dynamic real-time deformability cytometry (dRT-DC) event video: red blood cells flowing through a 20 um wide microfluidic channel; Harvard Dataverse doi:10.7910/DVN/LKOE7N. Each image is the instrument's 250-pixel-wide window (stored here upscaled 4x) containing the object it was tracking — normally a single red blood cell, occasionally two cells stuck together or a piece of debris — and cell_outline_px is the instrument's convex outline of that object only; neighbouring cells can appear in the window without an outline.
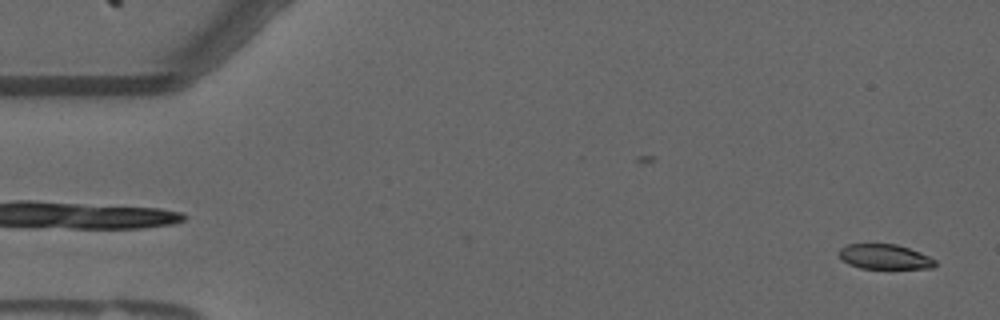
{"species": "common noctule bat (a hibernating species)", "species_latin": "Nyctalus noctula", "temperature_condition": "warm", "stored_images_in_passage": 18, "camera_frame_rate_fps": 3000, "um_per_image_px": 0.085, "animal": {"sex": "male", "forearm_length_mm": 52.5}, "frame": {"image": 1, "passage_image": 2, "time_ms": 0.333, "image_size_px": [1000, 320], "cell_outline_px": [[936, 264], [932, 268], [860, 268], [848, 264], [840, 256], [840, 248], [848, 244], [896, 244], [920, 252], [936, 260]], "centroid_in_image_um": [75.21, 21.82], "position_along_channel_um": 9.8, "area_um2": 13.76}}
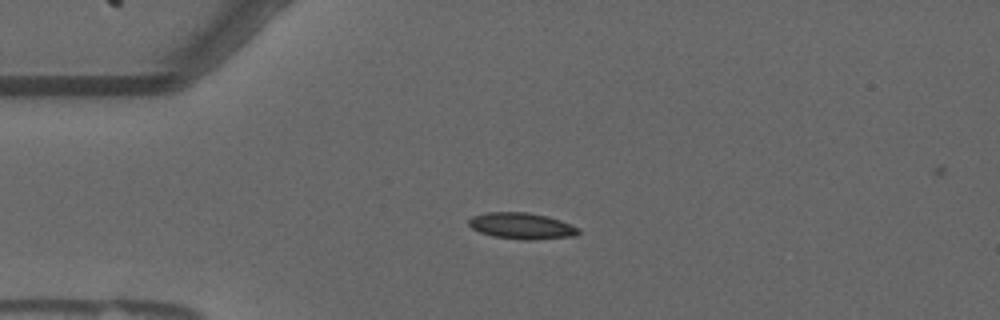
{"frame": {"image": 2, "passage_image": 13, "time_ms": 4.0, "image_size_px": [1000, 320], "cell_outline_px": [[580, 232], [576, 236], [532, 240], [524, 240], [492, 236], [480, 232], [472, 228], [468, 224], [468, 220], [472, 216], [488, 212], [528, 212], [548, 216], [560, 220], [580, 228]], "centroid_in_image_um": [44.36, 19.2], "position_along_channel_um": 40.6, "area_um2": 16.94}}